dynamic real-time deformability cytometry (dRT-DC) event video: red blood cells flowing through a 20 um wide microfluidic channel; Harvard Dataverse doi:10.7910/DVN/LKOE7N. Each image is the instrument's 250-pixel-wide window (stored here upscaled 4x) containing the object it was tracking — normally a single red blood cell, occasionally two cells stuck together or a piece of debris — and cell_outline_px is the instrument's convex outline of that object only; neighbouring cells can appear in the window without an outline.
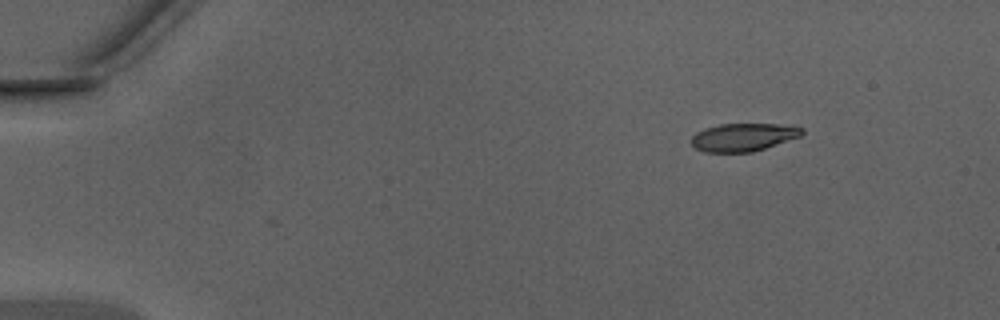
{"species": "Egyptian fruit bat (a non-hibernating species)", "species_latin": "Rousettus aegyptiacus", "temperature_condition": "warm", "stored_images_in_passage": 42, "camera_frame_rate_fps": 3000, "um_per_image_px": 0.085, "animal": {"sex": "male"}, "frame": {"image": 1, "passage_image": 1, "time_ms": 0.0, "image_size_px": [1000, 320], "cell_outline_px": [[804, 132], [800, 136], [752, 152], [704, 152], [696, 148], [692, 144], [692, 136], [696, 132], [704, 128], [720, 124], [776, 124], [804, 128]], "centroid_in_image_um": [63.15, 11.66], "position_along_channel_um": 21.9, "area_um2": 17.8}}
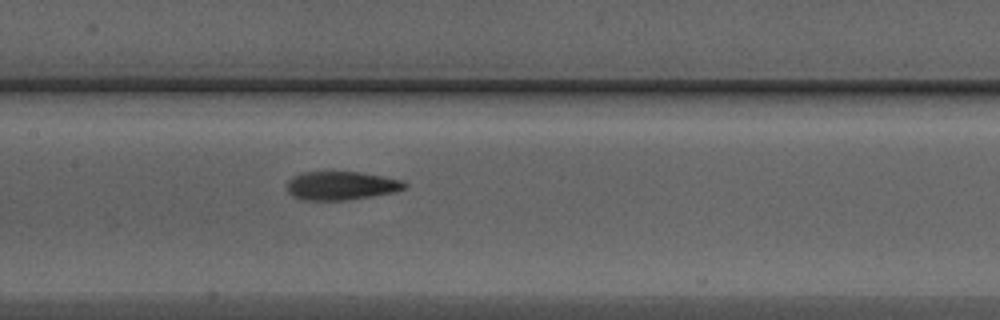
{"frame": {"image": 2, "passage_image": 19, "time_ms": 6.0, "image_size_px": [1000, 320], "cell_outline_px": [[408, 188], [396, 192], [348, 200], [300, 200], [292, 196], [288, 192], [288, 180], [292, 176], [304, 172], [356, 172], [404, 180], [408, 184]], "centroid_in_image_um": [29.03, 15.79], "position_along_channel_um": 178.4, "area_um2": 19.71}}
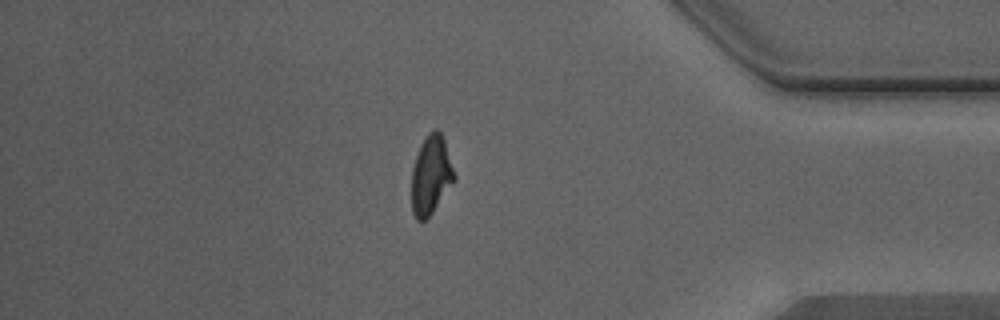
{"frame": {"image": 3, "passage_image": 36, "time_ms": 11.667, "image_size_px": [1000, 320], "cell_outline_px": [[456, 180], [432, 212], [424, 220], [416, 220], [412, 212], [412, 168], [420, 144], [428, 132], [436, 128], [440, 132], [444, 140], [456, 176]], "centroid_in_image_um": [36.63, 14.87], "position_along_channel_um": 398.6, "area_um2": 19.54}, "authors_computed_cell_mechanics": {"area_um2": 19.4497, "velocity_mm_per_s": 4.3687, "shape_relaxation_time_tau1_ms": 4.1703, "shape_relaxation_time_tau2_ms": 1.2301, "deformation_change_tau1": 0.1987, "deformation_change_tau2": 0.0942}}